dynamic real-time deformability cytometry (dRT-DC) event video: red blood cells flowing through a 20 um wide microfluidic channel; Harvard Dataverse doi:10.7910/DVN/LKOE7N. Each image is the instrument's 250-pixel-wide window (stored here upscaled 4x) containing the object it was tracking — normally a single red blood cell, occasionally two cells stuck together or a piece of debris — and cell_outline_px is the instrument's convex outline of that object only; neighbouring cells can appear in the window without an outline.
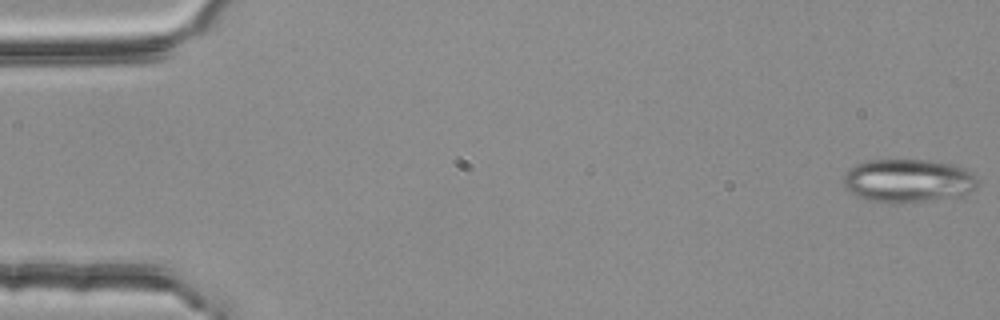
{"species": "common noctule bat (a hibernating species)", "species_latin": "Nyctalus noctula", "temperature_condition": "room temperature", "stored_images_in_passage": 54, "camera_frame_rate_fps": 3000, "um_per_image_px": 0.085, "animal": {"sex": "female", "body_mass_g": 25.1}, "frame": {"image": 1, "passage_image": 1, "time_ms": 0.0, "image_size_px": [1000, 320], "cell_outline_px": [[976, 188], [964, 196], [900, 204], [892, 204], [868, 200], [852, 192], [844, 184], [844, 172], [856, 164], [864, 160], [928, 160], [952, 164], [964, 168], [972, 172], [976, 176]], "centroid_in_image_um": [77.21, 15.37], "position_along_channel_um": 7.8, "area_um2": 34.22}}
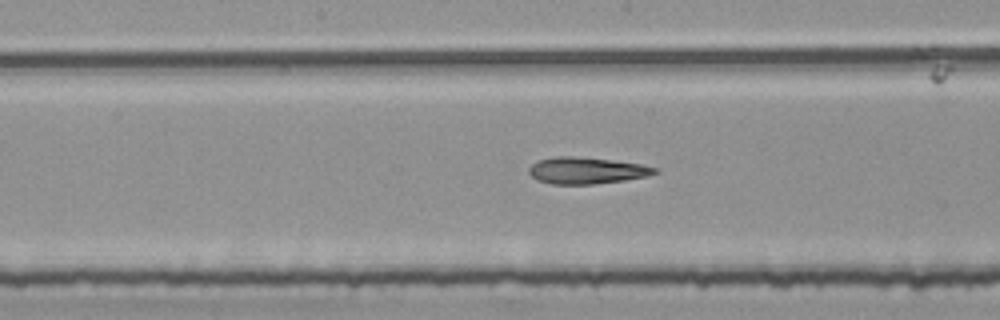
{"frame": {"image": 2, "passage_image": 28, "time_ms": 9.0, "image_size_px": [1000, 320], "cell_outline_px": [[660, 172], [648, 176], [624, 180], [592, 184], [552, 184], [540, 180], [532, 176], [528, 172], [528, 168], [536, 160], [556, 156], [572, 156], [612, 160], [640, 164], [656, 168]], "centroid_in_image_um": [49.84, 14.49], "position_along_channel_um": 198.4, "area_um2": 19.42}}
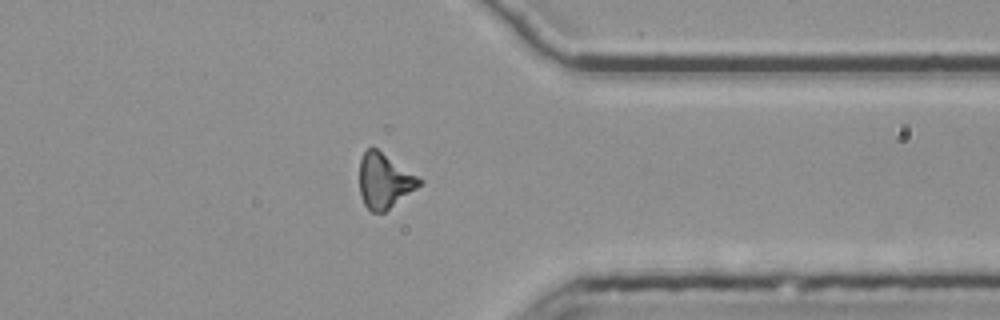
{"frame": {"image": 3, "passage_image": 43, "time_ms": 14.0, "image_size_px": [1000, 320], "cell_outline_px": [[424, 184], [384, 212], [372, 212], [364, 204], [360, 192], [360, 160], [364, 152], [368, 148], [376, 148], [424, 180]], "centroid_in_image_um": [32.71, 15.38], "position_along_channel_um": 378.7, "area_um2": 19.07}}